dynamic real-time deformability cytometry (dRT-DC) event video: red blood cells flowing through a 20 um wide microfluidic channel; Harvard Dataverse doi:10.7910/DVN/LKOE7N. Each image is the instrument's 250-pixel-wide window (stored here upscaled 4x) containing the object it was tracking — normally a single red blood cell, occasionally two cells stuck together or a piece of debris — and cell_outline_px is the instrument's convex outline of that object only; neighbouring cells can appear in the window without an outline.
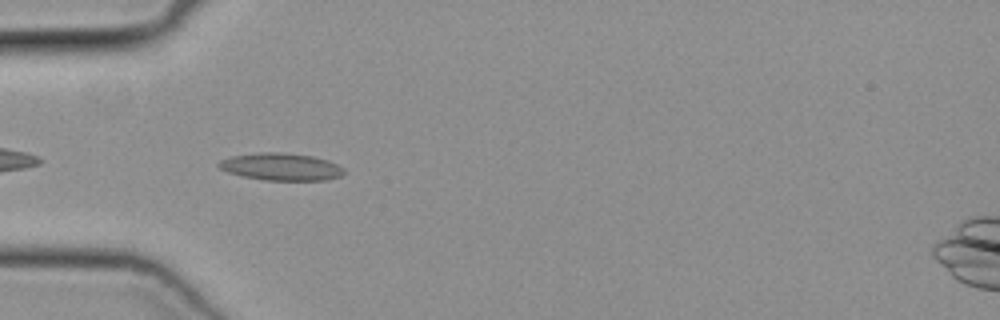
{"species": "common noctule bat (a hibernating species)", "species_latin": "Nyctalus noctula", "temperature_condition": "cold", "stored_images_in_passage": 36, "camera_frame_rate_fps": 3000, "um_per_image_px": 0.085, "animal": {"sex": "female", "body_mass_g": 19.3, "forearm_length_mm": 54.1}, "frame": {"image": 1, "passage_image": 2, "time_ms": 0.333, "image_size_px": [1000, 320], "cell_outline_px": [[344, 172], [340, 176], [324, 180], [264, 180], [240, 176], [228, 172], [220, 168], [216, 164], [220, 160], [232, 156], [260, 152], [276, 152], [312, 156], [336, 164], [344, 168]], "centroid_in_image_um": [23.84, 14.18], "position_along_channel_um": 61.2, "area_um2": 19.71}}
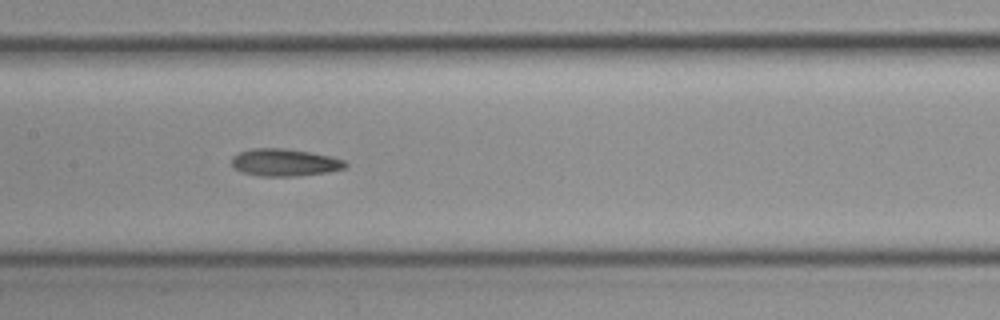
{"frame": {"image": 2, "passage_image": 11, "time_ms": 3.333, "image_size_px": [1000, 320], "cell_outline_px": [[348, 164], [344, 168], [328, 172], [296, 176], [260, 176], [244, 172], [236, 168], [232, 164], [232, 156], [240, 152], [252, 148], [284, 148], [308, 152], [328, 156], [344, 160]], "centroid_in_image_um": [24.19, 13.81], "position_along_channel_um": 183.2, "area_um2": 17.86}}
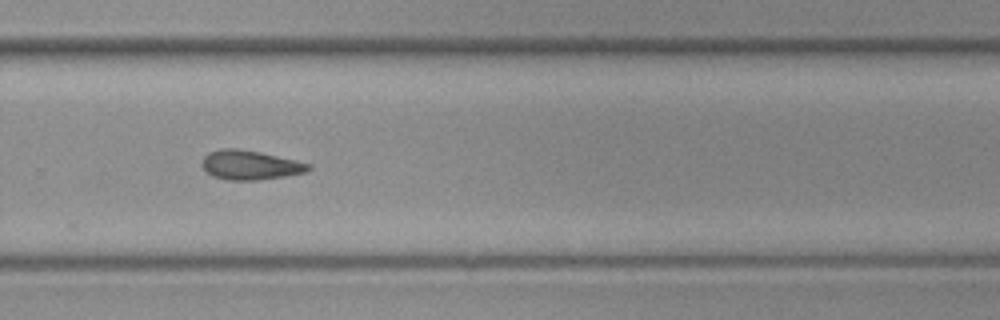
{"frame": {"image": 3, "passage_image": 20, "time_ms": 6.333, "image_size_px": [1000, 320], "cell_outline_px": [[312, 168], [308, 172], [284, 176], [256, 180], [228, 180], [212, 176], [204, 168], [204, 156], [208, 152], [220, 148], [236, 148], [260, 152], [296, 160], [312, 164]], "centroid_in_image_um": [21.3, 14.02], "position_along_channel_um": 308.5, "area_um2": 18.15}}